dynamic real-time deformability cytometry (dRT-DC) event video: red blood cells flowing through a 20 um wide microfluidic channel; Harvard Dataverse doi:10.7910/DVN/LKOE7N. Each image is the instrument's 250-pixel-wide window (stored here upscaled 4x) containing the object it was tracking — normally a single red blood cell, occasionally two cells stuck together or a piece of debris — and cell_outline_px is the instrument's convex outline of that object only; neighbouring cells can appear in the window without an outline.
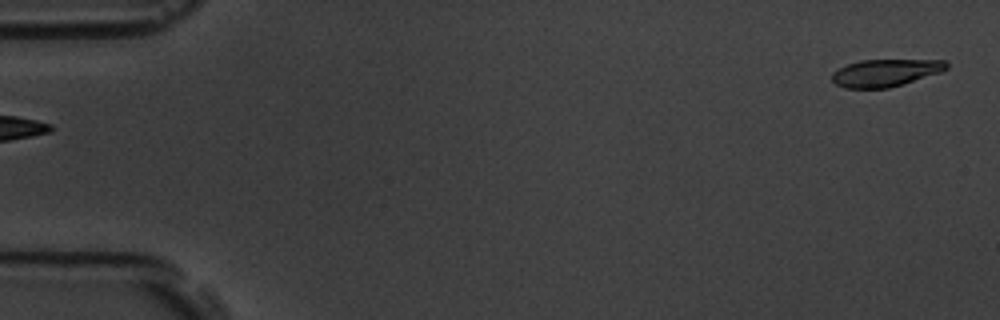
{"species": "common noctule bat (a hibernating species)", "species_latin": "Nyctalus noctula", "temperature_condition": "room temperature", "stored_images_in_passage": 6, "segment_of_instrument_passage": [2, 2], "camera_frame_rate_fps": 3000, "um_per_image_px": 0.085, "animal": {"sex": "male", "body_mass_g": 19.5, "forearm_length_mm": 54.6}, "frame": {"image": 1, "passage_image": 6, "time_ms": 6.0, "image_size_px": [1000, 320], "cell_outline_px": [[948, 68], [940, 72], [904, 84], [888, 88], [844, 88], [836, 84], [832, 80], [832, 72], [848, 64], [860, 60], [944, 60], [948, 64]], "centroid_in_image_um": [75.25, 6.19], "position_along_channel_um": 9.7, "area_um2": 18.15}}